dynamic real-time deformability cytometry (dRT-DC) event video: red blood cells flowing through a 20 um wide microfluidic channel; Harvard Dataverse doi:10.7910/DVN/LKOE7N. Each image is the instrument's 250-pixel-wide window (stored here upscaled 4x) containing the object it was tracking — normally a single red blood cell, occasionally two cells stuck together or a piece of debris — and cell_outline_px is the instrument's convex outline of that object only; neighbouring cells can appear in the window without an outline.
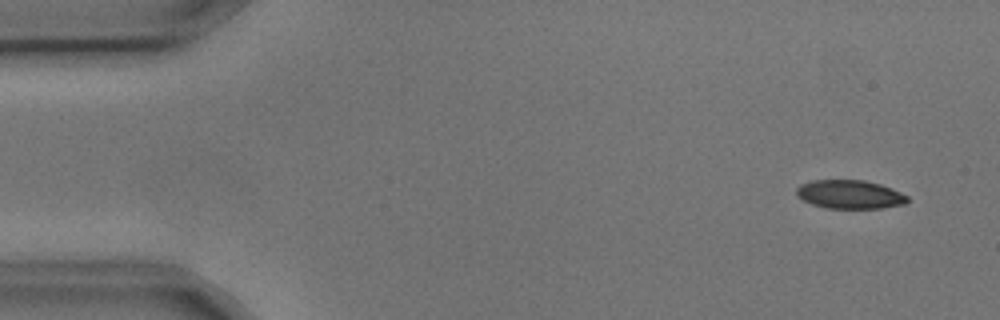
{"species": "common noctule bat (a hibernating species)", "species_latin": "Nyctalus noctula", "temperature_condition": "cold", "stored_images_in_passage": 6, "camera_frame_rate_fps": 3000, "um_per_image_px": 0.085, "animal": {"sex": "male", "body_mass_g": 17.9, "forearm_length_mm": 54.2}, "frame": {"image": 1, "passage_image": 1, "time_ms": 0.0, "image_size_px": [1000, 320], "cell_outline_px": [[908, 200], [904, 204], [884, 208], [824, 208], [812, 204], [796, 196], [796, 188], [800, 184], [812, 180], [864, 180], [880, 184], [892, 188], [908, 196]], "centroid_in_image_um": [72.22, 16.52], "position_along_channel_um": 12.8, "area_um2": 18.61}}
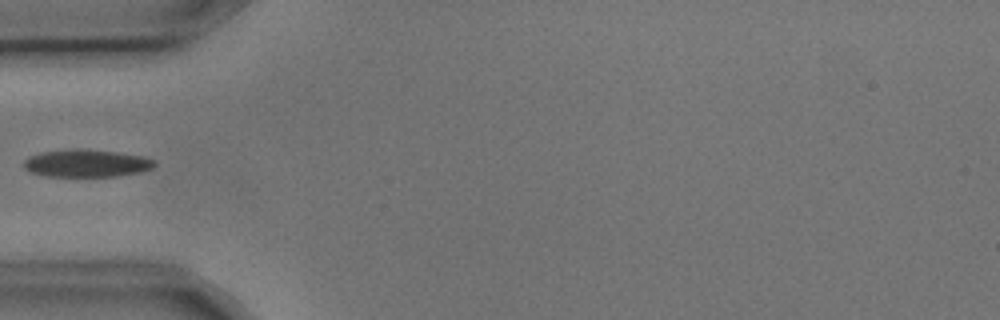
{"frame": {"image": 2, "passage_image": 5, "time_ms": 1.333, "image_size_px": [1000, 320], "cell_outline_px": [[156, 164], [152, 168], [140, 172], [120, 176], [44, 176], [28, 172], [24, 168], [24, 160], [28, 156], [40, 152], [68, 148], [88, 148], [144, 156], [156, 160]], "centroid_in_image_um": [7.33, 13.86], "position_along_channel_um": 77.7, "area_um2": 21.5}}
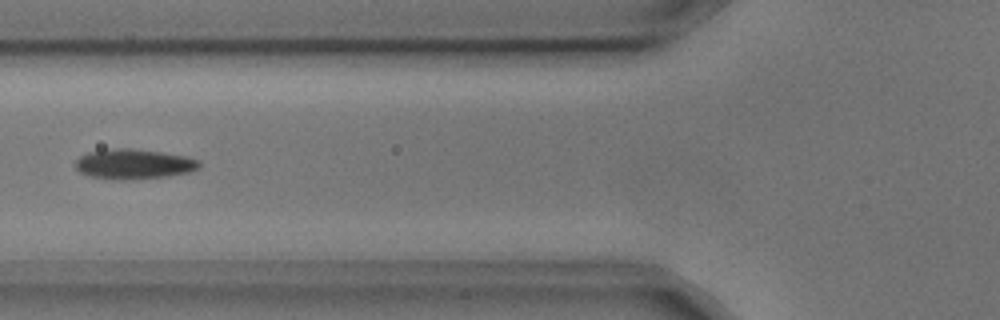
{"frame": {"image": 3, "passage_image": 6, "time_ms": 1.667, "image_size_px": [1000, 320], "cell_outline_px": [[200, 168], [188, 172], [168, 176], [132, 180], [120, 180], [88, 176], [80, 172], [76, 168], [76, 160], [80, 156], [88, 152], [112, 148], [132, 148], [160, 152], [184, 156], [200, 160]], "centroid_in_image_um": [11.36, 13.95], "position_along_channel_um": 114.4, "area_um2": 21.73}}